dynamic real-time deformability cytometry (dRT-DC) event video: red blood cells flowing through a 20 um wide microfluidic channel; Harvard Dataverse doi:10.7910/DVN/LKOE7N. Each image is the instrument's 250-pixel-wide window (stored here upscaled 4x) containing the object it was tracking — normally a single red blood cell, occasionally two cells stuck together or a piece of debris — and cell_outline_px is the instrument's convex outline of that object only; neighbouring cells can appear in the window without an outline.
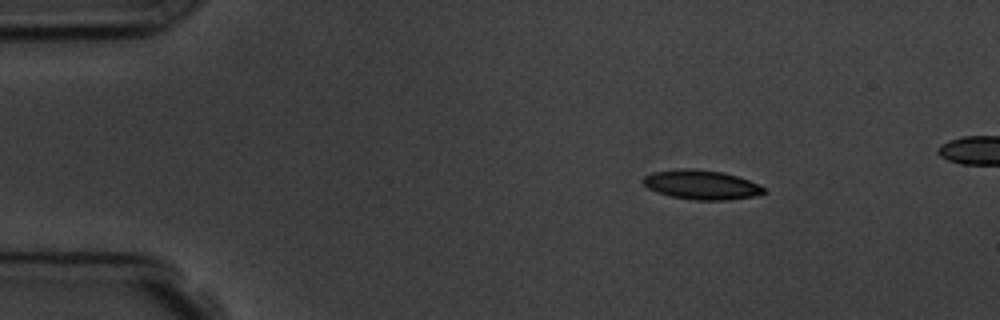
{"species": "common noctule bat (a hibernating species)", "species_latin": "Nyctalus noctula", "temperature_condition": "room temperature", "stored_images_in_passage": 5, "camera_frame_rate_fps": 3000, "um_per_image_px": 0.085, "animal": {"sex": "male", "body_mass_g": 19.5, "forearm_length_mm": 54.6}, "frame": {"image": 1, "passage_image": 1, "time_ms": 0.0, "image_size_px": [1000, 320], "cell_outline_px": [[768, 192], [756, 196], [728, 200], [696, 200], [668, 196], [656, 192], [648, 188], [644, 184], [644, 176], [652, 172], [684, 168], [692, 168], [724, 172], [760, 184]], "centroid_in_image_um": [59.65, 15.71], "position_along_channel_um": 25.4, "area_um2": 20.81}}